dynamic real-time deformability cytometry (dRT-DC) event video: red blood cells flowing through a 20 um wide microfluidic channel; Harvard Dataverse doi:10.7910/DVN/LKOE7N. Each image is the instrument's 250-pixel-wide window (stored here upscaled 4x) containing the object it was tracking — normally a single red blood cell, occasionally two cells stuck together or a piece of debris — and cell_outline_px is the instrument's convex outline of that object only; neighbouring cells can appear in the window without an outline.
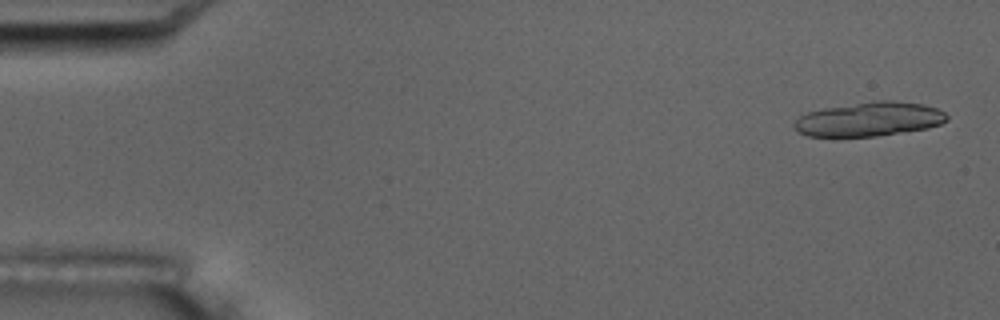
{"species": "common noctule bat (a hibernating species)", "species_latin": "Nyctalus noctula", "temperature_condition": "room temperature", "stored_images_in_passage": 7, "camera_frame_rate_fps": 3000, "um_per_image_px": 0.085, "animal": {"sex": "male", "body_mass_g": 17.5, "forearm_length_mm": 52.3}, "frame": {"image": 1, "passage_image": 1, "time_ms": 0.0, "image_size_px": [1000, 320], "cell_outline_px": [[948, 120], [940, 124], [928, 128], [876, 136], [808, 136], [800, 132], [792, 124], [800, 116], [808, 112], [824, 108], [876, 100], [892, 100], [924, 104], [936, 108], [944, 112], [948, 116]], "centroid_in_image_um": [73.92, 10.12], "position_along_channel_um": 11.1, "area_um2": 30.23}}